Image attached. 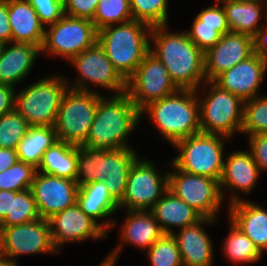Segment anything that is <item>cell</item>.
I'll use <instances>...</instances> for the list:
<instances>
[{
  "label": "cell",
  "mask_w": 267,
  "mask_h": 266,
  "mask_svg": "<svg viewBox=\"0 0 267 266\" xmlns=\"http://www.w3.org/2000/svg\"><path fill=\"white\" fill-rule=\"evenodd\" d=\"M217 219L203 217L201 220L179 229L172 236L176 239L180 251L183 266H213L214 265V246L211 236L204 228L214 223Z\"/></svg>",
  "instance_id": "obj_20"
},
{
  "label": "cell",
  "mask_w": 267,
  "mask_h": 266,
  "mask_svg": "<svg viewBox=\"0 0 267 266\" xmlns=\"http://www.w3.org/2000/svg\"><path fill=\"white\" fill-rule=\"evenodd\" d=\"M133 20L130 0H99L94 18L91 20L100 29Z\"/></svg>",
  "instance_id": "obj_34"
},
{
  "label": "cell",
  "mask_w": 267,
  "mask_h": 266,
  "mask_svg": "<svg viewBox=\"0 0 267 266\" xmlns=\"http://www.w3.org/2000/svg\"><path fill=\"white\" fill-rule=\"evenodd\" d=\"M179 88L172 81L168 70L151 51L127 80L130 99L141 111L149 103L175 93Z\"/></svg>",
  "instance_id": "obj_14"
},
{
  "label": "cell",
  "mask_w": 267,
  "mask_h": 266,
  "mask_svg": "<svg viewBox=\"0 0 267 266\" xmlns=\"http://www.w3.org/2000/svg\"><path fill=\"white\" fill-rule=\"evenodd\" d=\"M11 0H0V3H8L10 2Z\"/></svg>",
  "instance_id": "obj_52"
},
{
  "label": "cell",
  "mask_w": 267,
  "mask_h": 266,
  "mask_svg": "<svg viewBox=\"0 0 267 266\" xmlns=\"http://www.w3.org/2000/svg\"><path fill=\"white\" fill-rule=\"evenodd\" d=\"M147 251L151 266H183L176 239L164 234Z\"/></svg>",
  "instance_id": "obj_38"
},
{
  "label": "cell",
  "mask_w": 267,
  "mask_h": 266,
  "mask_svg": "<svg viewBox=\"0 0 267 266\" xmlns=\"http://www.w3.org/2000/svg\"><path fill=\"white\" fill-rule=\"evenodd\" d=\"M168 172V190L194 208L203 217L217 218L223 198L219 181L179 170L172 162ZM218 212V213H217Z\"/></svg>",
  "instance_id": "obj_12"
},
{
  "label": "cell",
  "mask_w": 267,
  "mask_h": 266,
  "mask_svg": "<svg viewBox=\"0 0 267 266\" xmlns=\"http://www.w3.org/2000/svg\"><path fill=\"white\" fill-rule=\"evenodd\" d=\"M249 151L260 171H267V133L248 135Z\"/></svg>",
  "instance_id": "obj_43"
},
{
  "label": "cell",
  "mask_w": 267,
  "mask_h": 266,
  "mask_svg": "<svg viewBox=\"0 0 267 266\" xmlns=\"http://www.w3.org/2000/svg\"><path fill=\"white\" fill-rule=\"evenodd\" d=\"M156 125V129L174 145L186 137L201 133L199 102L195 90L179 89L162 99L153 101L141 111Z\"/></svg>",
  "instance_id": "obj_3"
},
{
  "label": "cell",
  "mask_w": 267,
  "mask_h": 266,
  "mask_svg": "<svg viewBox=\"0 0 267 266\" xmlns=\"http://www.w3.org/2000/svg\"><path fill=\"white\" fill-rule=\"evenodd\" d=\"M11 264L7 256L0 252V266H10Z\"/></svg>",
  "instance_id": "obj_51"
},
{
  "label": "cell",
  "mask_w": 267,
  "mask_h": 266,
  "mask_svg": "<svg viewBox=\"0 0 267 266\" xmlns=\"http://www.w3.org/2000/svg\"><path fill=\"white\" fill-rule=\"evenodd\" d=\"M138 157L134 148L103 150V181L110 195L118 203L124 197L131 165Z\"/></svg>",
  "instance_id": "obj_27"
},
{
  "label": "cell",
  "mask_w": 267,
  "mask_h": 266,
  "mask_svg": "<svg viewBox=\"0 0 267 266\" xmlns=\"http://www.w3.org/2000/svg\"><path fill=\"white\" fill-rule=\"evenodd\" d=\"M222 1H225V0H216L215 2H222Z\"/></svg>",
  "instance_id": "obj_53"
},
{
  "label": "cell",
  "mask_w": 267,
  "mask_h": 266,
  "mask_svg": "<svg viewBox=\"0 0 267 266\" xmlns=\"http://www.w3.org/2000/svg\"><path fill=\"white\" fill-rule=\"evenodd\" d=\"M98 41V30L87 18L63 15L45 28L41 54L60 56L69 61Z\"/></svg>",
  "instance_id": "obj_9"
},
{
  "label": "cell",
  "mask_w": 267,
  "mask_h": 266,
  "mask_svg": "<svg viewBox=\"0 0 267 266\" xmlns=\"http://www.w3.org/2000/svg\"><path fill=\"white\" fill-rule=\"evenodd\" d=\"M120 230V241L116 248L107 255L116 260L126 245H132L140 250H148L164 233L151 211H127ZM125 244V245H124Z\"/></svg>",
  "instance_id": "obj_21"
},
{
  "label": "cell",
  "mask_w": 267,
  "mask_h": 266,
  "mask_svg": "<svg viewBox=\"0 0 267 266\" xmlns=\"http://www.w3.org/2000/svg\"><path fill=\"white\" fill-rule=\"evenodd\" d=\"M68 88L63 75L45 76L15 92V109L30 126L54 127L59 106Z\"/></svg>",
  "instance_id": "obj_6"
},
{
  "label": "cell",
  "mask_w": 267,
  "mask_h": 266,
  "mask_svg": "<svg viewBox=\"0 0 267 266\" xmlns=\"http://www.w3.org/2000/svg\"><path fill=\"white\" fill-rule=\"evenodd\" d=\"M100 96L87 141L94 149L133 148L128 137L141 122L140 110L127 92Z\"/></svg>",
  "instance_id": "obj_2"
},
{
  "label": "cell",
  "mask_w": 267,
  "mask_h": 266,
  "mask_svg": "<svg viewBox=\"0 0 267 266\" xmlns=\"http://www.w3.org/2000/svg\"><path fill=\"white\" fill-rule=\"evenodd\" d=\"M116 260L106 257L98 266H115Z\"/></svg>",
  "instance_id": "obj_50"
},
{
  "label": "cell",
  "mask_w": 267,
  "mask_h": 266,
  "mask_svg": "<svg viewBox=\"0 0 267 266\" xmlns=\"http://www.w3.org/2000/svg\"><path fill=\"white\" fill-rule=\"evenodd\" d=\"M36 171L76 180L77 146L58 140L45 151Z\"/></svg>",
  "instance_id": "obj_29"
},
{
  "label": "cell",
  "mask_w": 267,
  "mask_h": 266,
  "mask_svg": "<svg viewBox=\"0 0 267 266\" xmlns=\"http://www.w3.org/2000/svg\"><path fill=\"white\" fill-rule=\"evenodd\" d=\"M151 29L148 24L133 19L98 31V44L126 81L150 51Z\"/></svg>",
  "instance_id": "obj_4"
},
{
  "label": "cell",
  "mask_w": 267,
  "mask_h": 266,
  "mask_svg": "<svg viewBox=\"0 0 267 266\" xmlns=\"http://www.w3.org/2000/svg\"><path fill=\"white\" fill-rule=\"evenodd\" d=\"M164 234H173L175 229H182L195 224L203 218L194 208L167 191L150 210Z\"/></svg>",
  "instance_id": "obj_26"
},
{
  "label": "cell",
  "mask_w": 267,
  "mask_h": 266,
  "mask_svg": "<svg viewBox=\"0 0 267 266\" xmlns=\"http://www.w3.org/2000/svg\"><path fill=\"white\" fill-rule=\"evenodd\" d=\"M79 208L98 223L103 219L100 226L107 232L116 226V220L112 214L119 209V203L110 195L104 181H94L79 186L76 197ZM111 218H108L107 217Z\"/></svg>",
  "instance_id": "obj_23"
},
{
  "label": "cell",
  "mask_w": 267,
  "mask_h": 266,
  "mask_svg": "<svg viewBox=\"0 0 267 266\" xmlns=\"http://www.w3.org/2000/svg\"><path fill=\"white\" fill-rule=\"evenodd\" d=\"M253 37L228 32L204 53L206 81H214L220 74L253 54Z\"/></svg>",
  "instance_id": "obj_18"
},
{
  "label": "cell",
  "mask_w": 267,
  "mask_h": 266,
  "mask_svg": "<svg viewBox=\"0 0 267 266\" xmlns=\"http://www.w3.org/2000/svg\"><path fill=\"white\" fill-rule=\"evenodd\" d=\"M18 161L16 150L0 148V172L13 166Z\"/></svg>",
  "instance_id": "obj_48"
},
{
  "label": "cell",
  "mask_w": 267,
  "mask_h": 266,
  "mask_svg": "<svg viewBox=\"0 0 267 266\" xmlns=\"http://www.w3.org/2000/svg\"><path fill=\"white\" fill-rule=\"evenodd\" d=\"M30 128L24 117L14 109L0 117V148L16 150Z\"/></svg>",
  "instance_id": "obj_36"
},
{
  "label": "cell",
  "mask_w": 267,
  "mask_h": 266,
  "mask_svg": "<svg viewBox=\"0 0 267 266\" xmlns=\"http://www.w3.org/2000/svg\"><path fill=\"white\" fill-rule=\"evenodd\" d=\"M99 0H63L64 13L71 17L87 18L95 16Z\"/></svg>",
  "instance_id": "obj_42"
},
{
  "label": "cell",
  "mask_w": 267,
  "mask_h": 266,
  "mask_svg": "<svg viewBox=\"0 0 267 266\" xmlns=\"http://www.w3.org/2000/svg\"><path fill=\"white\" fill-rule=\"evenodd\" d=\"M196 16L202 21V24L228 25L226 12L221 2L203 8Z\"/></svg>",
  "instance_id": "obj_44"
},
{
  "label": "cell",
  "mask_w": 267,
  "mask_h": 266,
  "mask_svg": "<svg viewBox=\"0 0 267 266\" xmlns=\"http://www.w3.org/2000/svg\"><path fill=\"white\" fill-rule=\"evenodd\" d=\"M45 28L55 24L65 13L63 0H27Z\"/></svg>",
  "instance_id": "obj_41"
},
{
  "label": "cell",
  "mask_w": 267,
  "mask_h": 266,
  "mask_svg": "<svg viewBox=\"0 0 267 266\" xmlns=\"http://www.w3.org/2000/svg\"><path fill=\"white\" fill-rule=\"evenodd\" d=\"M41 49L36 45L10 42L0 49V84L15 88L33 69Z\"/></svg>",
  "instance_id": "obj_22"
},
{
  "label": "cell",
  "mask_w": 267,
  "mask_h": 266,
  "mask_svg": "<svg viewBox=\"0 0 267 266\" xmlns=\"http://www.w3.org/2000/svg\"><path fill=\"white\" fill-rule=\"evenodd\" d=\"M54 248L60 252L66 243H83L108 237V233L75 203L48 219Z\"/></svg>",
  "instance_id": "obj_15"
},
{
  "label": "cell",
  "mask_w": 267,
  "mask_h": 266,
  "mask_svg": "<svg viewBox=\"0 0 267 266\" xmlns=\"http://www.w3.org/2000/svg\"><path fill=\"white\" fill-rule=\"evenodd\" d=\"M267 64L256 53L220 74L214 82L243 101L259 96Z\"/></svg>",
  "instance_id": "obj_19"
},
{
  "label": "cell",
  "mask_w": 267,
  "mask_h": 266,
  "mask_svg": "<svg viewBox=\"0 0 267 266\" xmlns=\"http://www.w3.org/2000/svg\"><path fill=\"white\" fill-rule=\"evenodd\" d=\"M40 215L30 188L23 191H12L11 214L1 222L0 227L22 225L40 219Z\"/></svg>",
  "instance_id": "obj_33"
},
{
  "label": "cell",
  "mask_w": 267,
  "mask_h": 266,
  "mask_svg": "<svg viewBox=\"0 0 267 266\" xmlns=\"http://www.w3.org/2000/svg\"><path fill=\"white\" fill-rule=\"evenodd\" d=\"M8 17L12 29V42L36 45L41 49L45 26L27 0L8 2Z\"/></svg>",
  "instance_id": "obj_25"
},
{
  "label": "cell",
  "mask_w": 267,
  "mask_h": 266,
  "mask_svg": "<svg viewBox=\"0 0 267 266\" xmlns=\"http://www.w3.org/2000/svg\"><path fill=\"white\" fill-rule=\"evenodd\" d=\"M267 133V95L260 94L244 101L243 125L241 134Z\"/></svg>",
  "instance_id": "obj_35"
},
{
  "label": "cell",
  "mask_w": 267,
  "mask_h": 266,
  "mask_svg": "<svg viewBox=\"0 0 267 266\" xmlns=\"http://www.w3.org/2000/svg\"><path fill=\"white\" fill-rule=\"evenodd\" d=\"M230 230L228 236L223 242L224 256L232 264H254L262 259V253L255 244L240 229H238L230 220Z\"/></svg>",
  "instance_id": "obj_31"
},
{
  "label": "cell",
  "mask_w": 267,
  "mask_h": 266,
  "mask_svg": "<svg viewBox=\"0 0 267 266\" xmlns=\"http://www.w3.org/2000/svg\"><path fill=\"white\" fill-rule=\"evenodd\" d=\"M15 88L0 84V117L15 109Z\"/></svg>",
  "instance_id": "obj_45"
},
{
  "label": "cell",
  "mask_w": 267,
  "mask_h": 266,
  "mask_svg": "<svg viewBox=\"0 0 267 266\" xmlns=\"http://www.w3.org/2000/svg\"><path fill=\"white\" fill-rule=\"evenodd\" d=\"M0 252L12 264H18L17 257L22 255L56 254L51 238L50 224L47 219L0 227Z\"/></svg>",
  "instance_id": "obj_13"
},
{
  "label": "cell",
  "mask_w": 267,
  "mask_h": 266,
  "mask_svg": "<svg viewBox=\"0 0 267 266\" xmlns=\"http://www.w3.org/2000/svg\"><path fill=\"white\" fill-rule=\"evenodd\" d=\"M155 166L151 160L143 157L134 161L128 173L126 191L119 202V209L150 211L168 191L169 171L160 174V170Z\"/></svg>",
  "instance_id": "obj_11"
},
{
  "label": "cell",
  "mask_w": 267,
  "mask_h": 266,
  "mask_svg": "<svg viewBox=\"0 0 267 266\" xmlns=\"http://www.w3.org/2000/svg\"><path fill=\"white\" fill-rule=\"evenodd\" d=\"M200 88L203 92H199V95L200 90H196V93L199 102L201 133L219 134L230 139L235 132L241 133L244 101L222 89L214 81H205Z\"/></svg>",
  "instance_id": "obj_5"
},
{
  "label": "cell",
  "mask_w": 267,
  "mask_h": 266,
  "mask_svg": "<svg viewBox=\"0 0 267 266\" xmlns=\"http://www.w3.org/2000/svg\"><path fill=\"white\" fill-rule=\"evenodd\" d=\"M221 4L231 32L253 37L263 26V23L259 22L262 13H265L267 19V0H225Z\"/></svg>",
  "instance_id": "obj_28"
},
{
  "label": "cell",
  "mask_w": 267,
  "mask_h": 266,
  "mask_svg": "<svg viewBox=\"0 0 267 266\" xmlns=\"http://www.w3.org/2000/svg\"><path fill=\"white\" fill-rule=\"evenodd\" d=\"M253 52L267 64V25H264L253 36Z\"/></svg>",
  "instance_id": "obj_47"
},
{
  "label": "cell",
  "mask_w": 267,
  "mask_h": 266,
  "mask_svg": "<svg viewBox=\"0 0 267 266\" xmlns=\"http://www.w3.org/2000/svg\"><path fill=\"white\" fill-rule=\"evenodd\" d=\"M12 191L0 190V222L11 214Z\"/></svg>",
  "instance_id": "obj_49"
},
{
  "label": "cell",
  "mask_w": 267,
  "mask_h": 266,
  "mask_svg": "<svg viewBox=\"0 0 267 266\" xmlns=\"http://www.w3.org/2000/svg\"><path fill=\"white\" fill-rule=\"evenodd\" d=\"M228 206V219L250 238L264 255V251H267V209L247 199Z\"/></svg>",
  "instance_id": "obj_24"
},
{
  "label": "cell",
  "mask_w": 267,
  "mask_h": 266,
  "mask_svg": "<svg viewBox=\"0 0 267 266\" xmlns=\"http://www.w3.org/2000/svg\"><path fill=\"white\" fill-rule=\"evenodd\" d=\"M12 42V29L8 17V3H0V43Z\"/></svg>",
  "instance_id": "obj_46"
},
{
  "label": "cell",
  "mask_w": 267,
  "mask_h": 266,
  "mask_svg": "<svg viewBox=\"0 0 267 266\" xmlns=\"http://www.w3.org/2000/svg\"><path fill=\"white\" fill-rule=\"evenodd\" d=\"M169 0H130L132 17L151 27L167 25Z\"/></svg>",
  "instance_id": "obj_37"
},
{
  "label": "cell",
  "mask_w": 267,
  "mask_h": 266,
  "mask_svg": "<svg viewBox=\"0 0 267 266\" xmlns=\"http://www.w3.org/2000/svg\"><path fill=\"white\" fill-rule=\"evenodd\" d=\"M100 94L99 91L67 89L54 125L58 140L79 147L86 143Z\"/></svg>",
  "instance_id": "obj_8"
},
{
  "label": "cell",
  "mask_w": 267,
  "mask_h": 266,
  "mask_svg": "<svg viewBox=\"0 0 267 266\" xmlns=\"http://www.w3.org/2000/svg\"><path fill=\"white\" fill-rule=\"evenodd\" d=\"M189 39L204 53L213 47L222 37L230 32L228 25L202 24V21L195 16L191 28L185 30Z\"/></svg>",
  "instance_id": "obj_40"
},
{
  "label": "cell",
  "mask_w": 267,
  "mask_h": 266,
  "mask_svg": "<svg viewBox=\"0 0 267 266\" xmlns=\"http://www.w3.org/2000/svg\"><path fill=\"white\" fill-rule=\"evenodd\" d=\"M36 168L22 161L0 172V190L23 191L31 188Z\"/></svg>",
  "instance_id": "obj_39"
},
{
  "label": "cell",
  "mask_w": 267,
  "mask_h": 266,
  "mask_svg": "<svg viewBox=\"0 0 267 266\" xmlns=\"http://www.w3.org/2000/svg\"><path fill=\"white\" fill-rule=\"evenodd\" d=\"M150 43V51L165 66L179 89H200L206 81L204 52L189 39L185 30L178 33L168 30V25L154 26Z\"/></svg>",
  "instance_id": "obj_1"
},
{
  "label": "cell",
  "mask_w": 267,
  "mask_h": 266,
  "mask_svg": "<svg viewBox=\"0 0 267 266\" xmlns=\"http://www.w3.org/2000/svg\"><path fill=\"white\" fill-rule=\"evenodd\" d=\"M58 141L51 126H30L16 149L18 160L38 168L45 151Z\"/></svg>",
  "instance_id": "obj_30"
},
{
  "label": "cell",
  "mask_w": 267,
  "mask_h": 266,
  "mask_svg": "<svg viewBox=\"0 0 267 266\" xmlns=\"http://www.w3.org/2000/svg\"><path fill=\"white\" fill-rule=\"evenodd\" d=\"M78 188L76 180L36 171L30 189L40 217L48 220L76 203Z\"/></svg>",
  "instance_id": "obj_16"
},
{
  "label": "cell",
  "mask_w": 267,
  "mask_h": 266,
  "mask_svg": "<svg viewBox=\"0 0 267 266\" xmlns=\"http://www.w3.org/2000/svg\"><path fill=\"white\" fill-rule=\"evenodd\" d=\"M103 149L88 145L77 146L76 182L82 186L94 181H103Z\"/></svg>",
  "instance_id": "obj_32"
},
{
  "label": "cell",
  "mask_w": 267,
  "mask_h": 266,
  "mask_svg": "<svg viewBox=\"0 0 267 266\" xmlns=\"http://www.w3.org/2000/svg\"><path fill=\"white\" fill-rule=\"evenodd\" d=\"M225 140L219 134L199 133L177 141L178 155L171 162L184 172L220 181L225 158Z\"/></svg>",
  "instance_id": "obj_7"
},
{
  "label": "cell",
  "mask_w": 267,
  "mask_h": 266,
  "mask_svg": "<svg viewBox=\"0 0 267 266\" xmlns=\"http://www.w3.org/2000/svg\"><path fill=\"white\" fill-rule=\"evenodd\" d=\"M261 173L254 161L251 152L245 150L232 151L224 158L223 172L219 181V187L223 200L226 191L231 192L228 204L245 200L241 194H250L258 184V176ZM240 192V193H239ZM239 193V194H238Z\"/></svg>",
  "instance_id": "obj_17"
},
{
  "label": "cell",
  "mask_w": 267,
  "mask_h": 266,
  "mask_svg": "<svg viewBox=\"0 0 267 266\" xmlns=\"http://www.w3.org/2000/svg\"><path fill=\"white\" fill-rule=\"evenodd\" d=\"M68 62H71L79 75L73 83H70V78L65 77L71 89L94 92L88 84L91 83L92 87L100 86L114 94H121L127 90V81L114 68L98 42Z\"/></svg>",
  "instance_id": "obj_10"
}]
</instances>
